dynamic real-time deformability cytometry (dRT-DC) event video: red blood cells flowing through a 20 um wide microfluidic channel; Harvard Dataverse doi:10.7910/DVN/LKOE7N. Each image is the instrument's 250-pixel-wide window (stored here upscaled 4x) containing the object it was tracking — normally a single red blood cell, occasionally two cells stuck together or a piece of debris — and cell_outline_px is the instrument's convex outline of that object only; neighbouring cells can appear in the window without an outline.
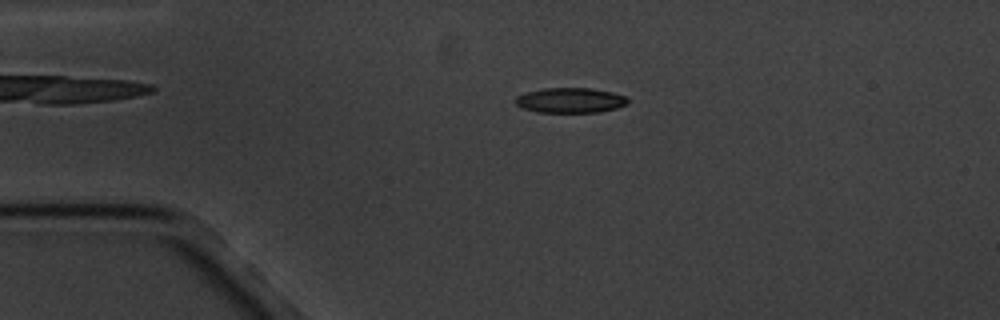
{"species": "common noctule bat (a hibernating species)", "species_latin": "Nyctalus noctula", "temperature_condition": "cold", "stored_images_in_passage": 4, "camera_frame_rate_fps": 3000, "um_per_image_px": 0.085, "animal": {"sex": "male", "body_mass_g": 20.1, "forearm_length_mm": 53.5}, "frame": {"image": 1, "passage_image": 3, "time_ms": 2.333, "image_size_px": [1000, 320], "cell_outline_px": [[628, 104], [616, 108], [596, 112], [536, 112], [524, 108], [516, 104], [516, 96], [528, 92], [544, 88], [592, 88], [612, 92], [628, 96]], "centroid_in_image_um": [48.52, 8.52], "position_along_channel_um": 36.5, "area_um2": 16.36}}